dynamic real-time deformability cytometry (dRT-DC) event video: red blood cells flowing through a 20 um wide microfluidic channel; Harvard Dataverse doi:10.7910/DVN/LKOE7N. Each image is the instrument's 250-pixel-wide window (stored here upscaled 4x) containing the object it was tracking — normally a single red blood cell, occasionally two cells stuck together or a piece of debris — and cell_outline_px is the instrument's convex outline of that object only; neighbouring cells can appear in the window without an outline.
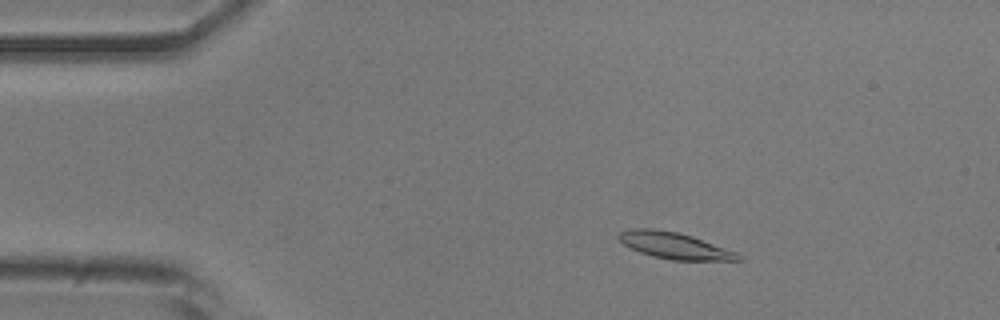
{"species": "common noctule bat (a hibernating species)", "species_latin": "Nyctalus noctula", "temperature_condition": "room temperature", "stored_images_in_passage": 52, "camera_frame_rate_fps": 3000, "um_per_image_px": 0.085, "animal": {"sex": "male", "body_mass_g": 20.5, "forearm_length_mm": 52.5}, "frame": {"image": 1, "passage_image": 8, "time_ms": 2.333, "image_size_px": [1000, 320], "cell_outline_px": [[744, 260], [672, 260], [652, 256], [640, 252], [624, 244], [616, 236], [620, 232], [628, 228], [652, 228], [676, 232], [692, 236], [736, 252], [744, 256]], "centroid_in_image_um": [57.33, 20.87], "position_along_channel_um": 27.7, "area_um2": 18.32}}
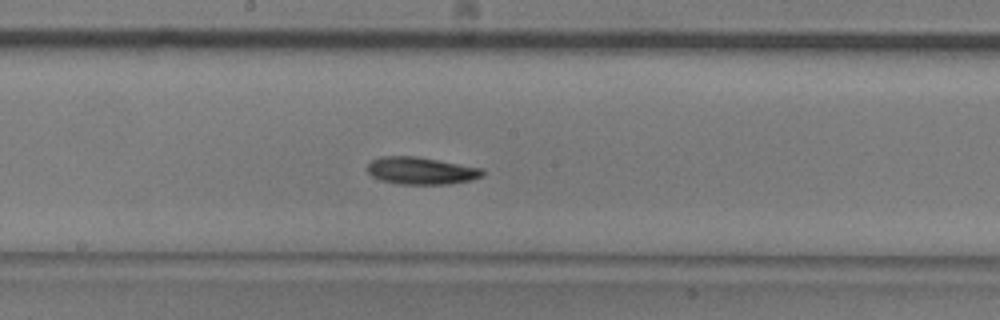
{"frame": {"image": 2, "passage_image": 27, "time_ms": 8.667, "image_size_px": [1000, 320], "cell_outline_px": [[484, 176], [472, 180], [448, 184], [400, 184], [380, 180], [372, 176], [368, 172], [368, 164], [372, 160], [380, 156], [416, 156], [484, 168]], "centroid_in_image_um": [35.82, 14.51], "position_along_channel_um": 212.4, "area_um2": 18.44}}
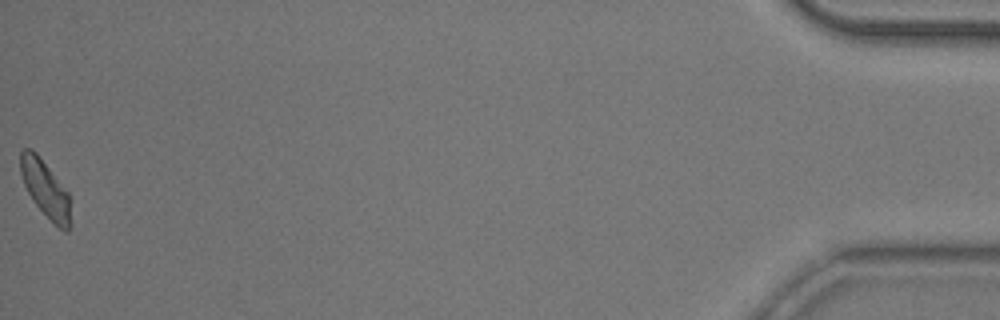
{"frame": {"image": 3, "passage_image": 52, "time_ms": 17.0, "image_size_px": [1000, 320], "cell_outline_px": [[72, 224], [68, 232], [64, 232], [32, 200], [24, 184], [20, 172], [20, 152], [24, 148], [32, 148], [36, 152], [68, 192]], "centroid_in_image_um": [3.87, 16.05], "position_along_channel_um": 431.3, "area_um2": 16.47}, "authors_computed_cell_mechanics": {"area_um2": 17.918, "velocity_mm_per_s": 3.8325, "shape_relaxation_time_tau1_ms": 4.1079, "shape_relaxation_time_tau2_ms": 7.5633, "deformation_change_tau1": 0.1501, "deformation_change_tau2": 0.1342}}